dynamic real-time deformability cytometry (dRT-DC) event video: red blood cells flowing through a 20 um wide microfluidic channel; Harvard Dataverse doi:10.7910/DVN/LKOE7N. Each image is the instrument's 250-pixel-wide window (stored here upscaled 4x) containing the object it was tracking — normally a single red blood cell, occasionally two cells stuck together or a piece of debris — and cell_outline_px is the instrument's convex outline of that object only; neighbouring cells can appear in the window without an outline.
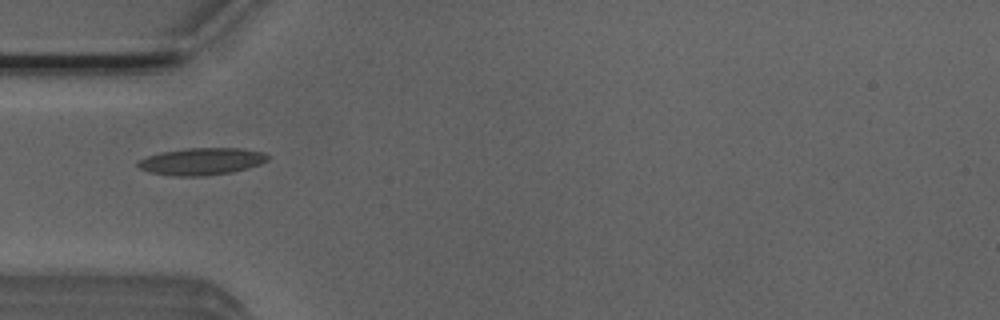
{"species": "Egyptian fruit bat (a non-hibernating species)", "species_latin": "Rousettus aegyptiacus", "temperature_condition": "room temperature", "stored_images_in_passage": 38, "camera_frame_rate_fps": 3000, "um_per_image_px": 0.085, "animal": {"sex": "male"}, "frame": {"image": 1, "passage_image": 2, "time_ms": 0.333, "image_size_px": [1000, 320], "cell_outline_px": [[268, 160], [260, 164], [248, 168], [232, 172], [200, 176], [172, 176], [148, 172], [140, 168], [136, 164], [140, 160], [148, 156], [160, 152], [184, 148], [244, 148], [264, 152], [268, 156]], "centroid_in_image_um": [17.14, 13.71], "position_along_channel_um": 67.9, "area_um2": 20.58}}
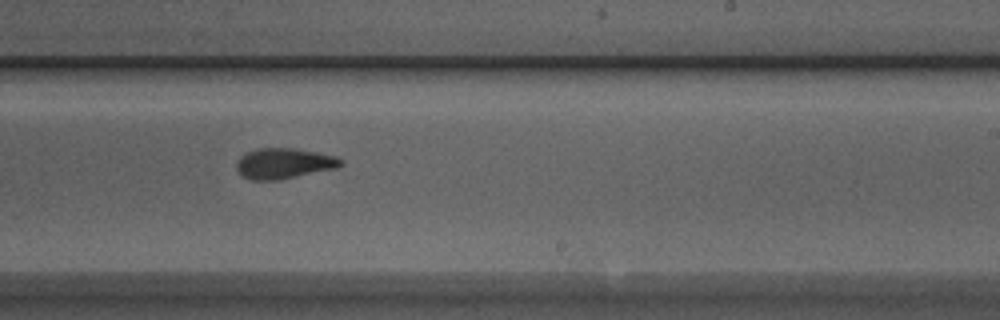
{"frame": {"image": 2, "passage_image": 17, "time_ms": 5.333, "image_size_px": [1000, 320], "cell_outline_px": [[344, 164], [336, 168], [280, 180], [252, 180], [240, 176], [236, 172], [236, 160], [240, 156], [256, 148], [292, 148], [316, 152], [336, 156], [344, 160]], "centroid_in_image_um": [24.1, 13.9], "position_along_channel_um": 264.9, "area_um2": 18.84}}
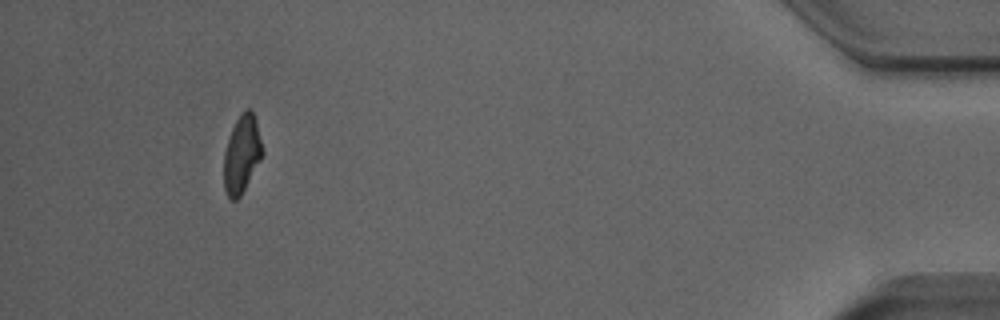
{"frame": {"image": 3, "passage_image": 34, "time_ms": 11.0, "image_size_px": [1000, 320], "cell_outline_px": [[264, 152], [260, 160], [240, 196], [236, 200], [232, 200], [228, 196], [224, 188], [224, 152], [232, 128], [240, 112], [244, 108], [252, 108], [256, 120]], "centroid_in_image_um": [20.56, 13.05], "position_along_channel_um": 414.6, "area_um2": 17.4}, "authors_computed_cell_mechanics": {"area_um2": 18.2937, "velocity_mm_per_s": 3.9405, "shape_relaxation_time_tau1_ms": 4.2655, "shape_relaxation_time_tau2_ms": 1.5409, "deformation_change_tau1": 0.1642, "deformation_change_tau2": 0.0826}}